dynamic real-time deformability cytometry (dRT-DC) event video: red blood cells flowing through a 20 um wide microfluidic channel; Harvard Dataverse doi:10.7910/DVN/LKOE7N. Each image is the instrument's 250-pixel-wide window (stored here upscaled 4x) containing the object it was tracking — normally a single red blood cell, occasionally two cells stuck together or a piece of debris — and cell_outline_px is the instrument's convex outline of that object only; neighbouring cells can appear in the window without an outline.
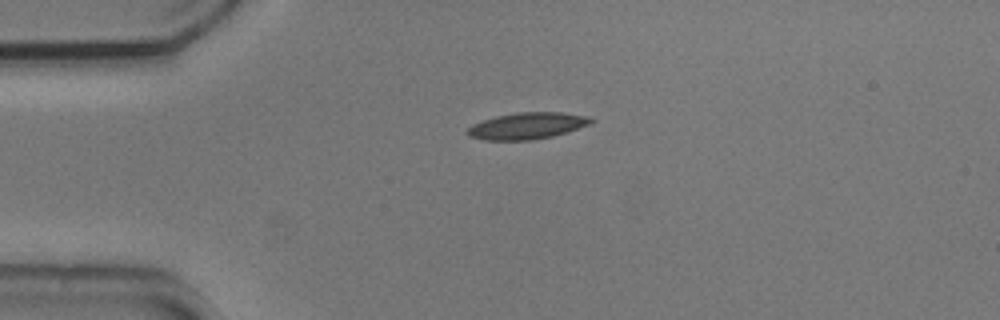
{"species": "common noctule bat (a hibernating species)", "species_latin": "Nyctalus noctula", "temperature_condition": "cold", "stored_images_in_passage": 43, "camera_frame_rate_fps": 3000, "um_per_image_px": 0.085, "animal": {"sex": "male", "body_mass_g": 20.5, "forearm_length_mm": 52.5}, "frame": {"image": 1, "passage_image": 1, "time_ms": 0.0, "image_size_px": [1000, 320], "cell_outline_px": [[596, 120], [592, 124], [568, 132], [552, 136], [532, 140], [484, 140], [468, 136], [464, 132], [472, 124], [496, 116], [516, 112], [560, 112], [588, 116]], "centroid_in_image_um": [44.83, 10.69], "position_along_channel_um": 40.2, "area_um2": 19.36}}
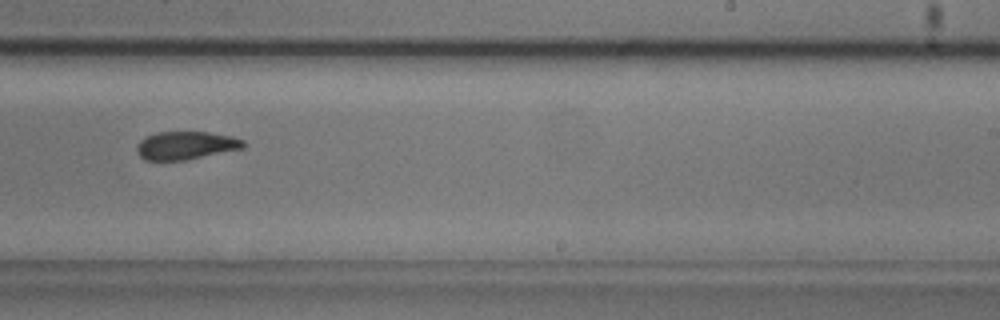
{"frame": {"image": 2, "passage_image": 22, "time_ms": 7.0, "image_size_px": [1000, 320], "cell_outline_px": [[244, 148], [188, 160], [144, 160], [136, 152], [136, 148], [140, 140], [156, 132], [208, 132], [232, 136], [244, 140]], "centroid_in_image_um": [15.8, 12.37], "position_along_channel_um": 273.2, "area_um2": 17.51}}
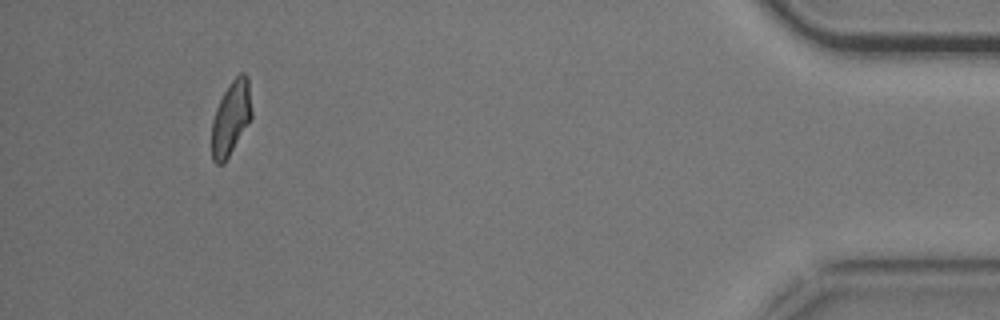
{"frame": {"image": 3, "passage_image": 39, "time_ms": 12.667, "image_size_px": [1000, 320], "cell_outline_px": [[252, 116], [248, 124], [224, 164], [216, 164], [212, 160], [212, 120], [216, 108], [224, 92], [232, 80], [240, 72], [244, 72], [248, 76], [252, 108]], "centroid_in_image_um": [19.64, 10.02], "position_along_channel_um": 415.6, "area_um2": 17.28}, "authors_computed_cell_mechanics": {"area_um2": 18.4382, "velocity_mm_per_s": 3.7064, "shape_relaxation_time_tau1_ms": 6.8183, "shape_relaxation_time_tau2_ms": 3.31, "deformation_change_tau1": 0.1473, "deformation_change_tau2": 0.0976}}